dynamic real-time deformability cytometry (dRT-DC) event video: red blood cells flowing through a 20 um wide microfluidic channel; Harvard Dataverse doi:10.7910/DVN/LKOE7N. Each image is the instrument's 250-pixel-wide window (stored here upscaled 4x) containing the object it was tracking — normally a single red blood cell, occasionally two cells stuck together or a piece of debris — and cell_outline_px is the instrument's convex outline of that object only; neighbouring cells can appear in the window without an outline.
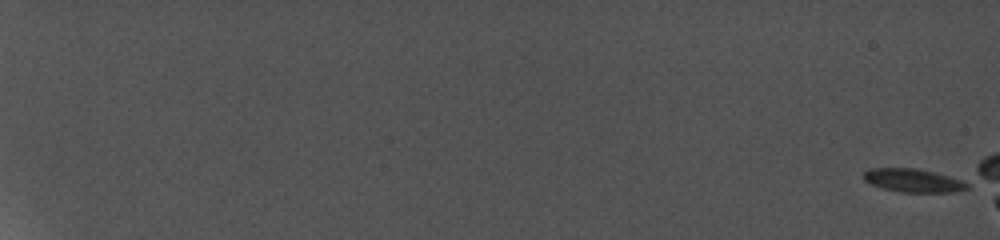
{"species": "common noctule bat (a hibernating species)", "species_latin": "Nyctalus noctula", "temperature_condition": "cold", "stored_images_in_passage": 23, "camera_frame_rate_fps": 5000, "um_per_image_px": 0.085, "animal": {"sex": "female", "body_mass_g": 19.0, "forearm_length_mm": 56.7}, "frame": {"image": 1, "passage_image": 1, "time_ms": 0.0, "image_size_px": [1000, 240], "cell_outline_px": [[964, 188], [944, 192], [908, 192], [888, 188], [864, 180], [864, 172], [876, 168], [912, 168], [944, 176], [956, 180], [964, 184]], "centroid_in_image_um": [77.49, 15.32], "position_along_channel_um": 7.5, "area_um2": 12.6}}
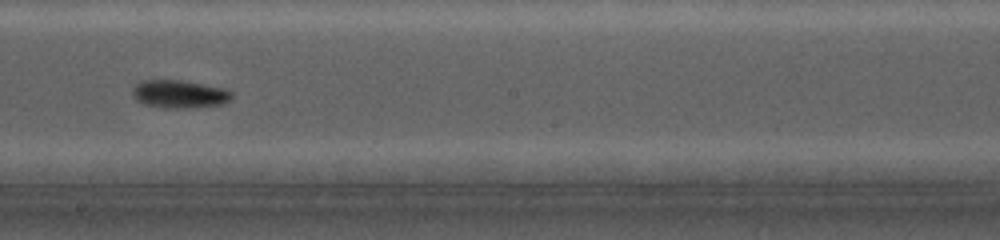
{"frame": {"image": 2, "passage_image": 17, "time_ms": 13.4, "image_size_px": [1000, 240], "cell_outline_px": [[232, 96], [228, 100], [220, 104], [148, 104], [140, 100], [132, 92], [136, 84], [144, 80], [176, 80], [220, 88], [232, 92]], "centroid_in_image_um": [15.23, 7.9], "position_along_channel_um": 233.0, "area_um2": 13.99}}
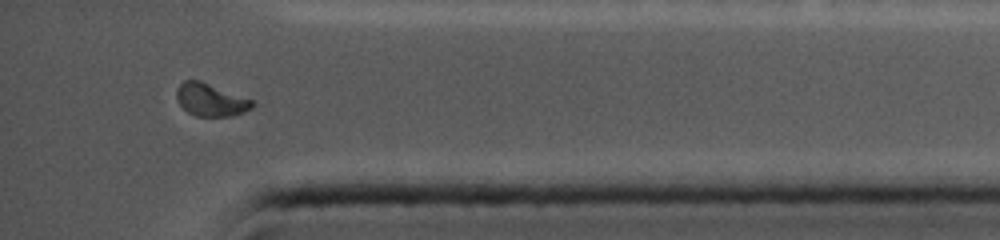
{"frame": {"image": 3, "passage_image": 23, "time_ms": 18.2, "image_size_px": [1000, 240], "cell_outline_px": [[256, 104], [252, 108], [228, 116], [196, 116], [188, 112], [180, 104], [176, 96], [176, 92], [180, 84], [184, 80], [200, 80], [252, 100]], "centroid_in_image_um": [17.89, 8.47], "position_along_channel_um": 417.3, "area_um2": 14.1}}